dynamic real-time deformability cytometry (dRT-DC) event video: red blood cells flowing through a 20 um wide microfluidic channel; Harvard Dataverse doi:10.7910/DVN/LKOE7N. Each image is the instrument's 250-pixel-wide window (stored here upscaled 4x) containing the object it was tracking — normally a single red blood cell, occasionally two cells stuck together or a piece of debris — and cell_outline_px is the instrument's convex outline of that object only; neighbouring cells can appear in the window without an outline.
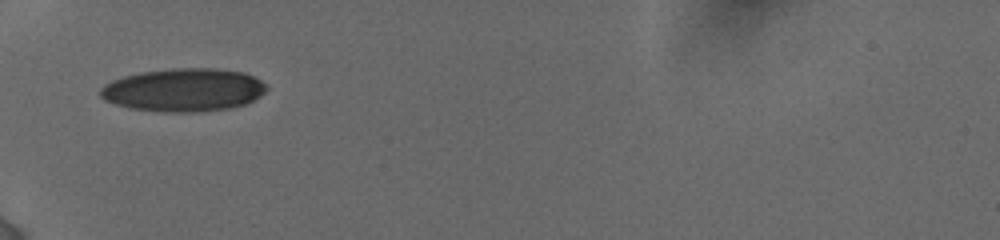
{"species": "human", "species_latin": "Homo sapiens", "temperature_condition": "cold", "stored_images_in_passage": 19, "camera_frame_rate_fps": 3000, "um_per_image_px": 0.085, "donor": {"sex": "female"}, "frame": {"image": 1, "passage_image": 1, "time_ms": 0.0, "image_size_px": [1000, 240], "cell_outline_px": [[268, 88], [260, 96], [244, 104], [232, 108], [196, 112], [172, 112], [132, 108], [116, 104], [104, 100], [100, 96], [100, 88], [104, 84], [112, 80], [124, 76], [140, 72], [172, 68], [216, 68], [244, 72], [260, 80]], "centroid_in_image_um": [15.6, 7.63], "position_along_channel_um": 69.4, "area_um2": 41.67}}
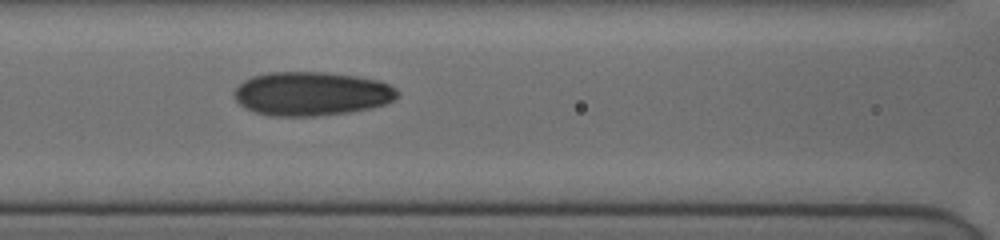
{"frame": {"image": 2, "passage_image": 11, "time_ms": 2.0, "image_size_px": [1000, 240], "cell_outline_px": [[400, 96], [384, 104], [372, 108], [348, 112], [316, 116], [268, 116], [252, 112], [244, 108], [232, 96], [232, 92], [244, 80], [252, 76], [268, 72], [324, 72], [356, 76], [380, 80], [396, 88], [400, 92]], "centroid_in_image_um": [26.46, 7.97], "position_along_channel_um": 140.1, "area_um2": 42.19}}
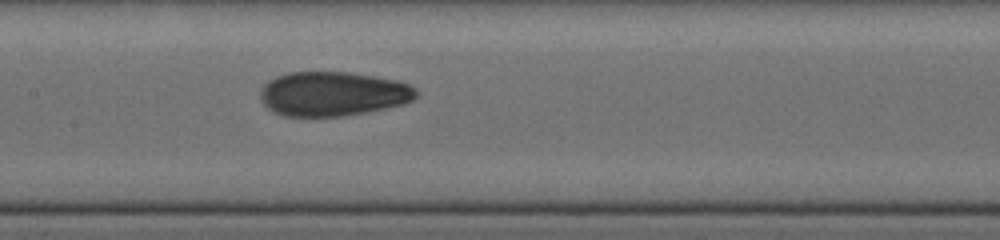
{"frame": {"image": 3, "passage_image": 16, "time_ms": 3.0, "image_size_px": [1000, 240], "cell_outline_px": [[420, 92], [412, 100], [404, 104], [344, 116], [284, 116], [272, 112], [260, 100], [260, 88], [268, 80], [276, 76], [288, 72], [348, 72], [396, 80], [408, 84], [416, 88]], "centroid_in_image_um": [28.26, 7.97], "position_along_channel_um": 179.1, "area_um2": 40.46}}